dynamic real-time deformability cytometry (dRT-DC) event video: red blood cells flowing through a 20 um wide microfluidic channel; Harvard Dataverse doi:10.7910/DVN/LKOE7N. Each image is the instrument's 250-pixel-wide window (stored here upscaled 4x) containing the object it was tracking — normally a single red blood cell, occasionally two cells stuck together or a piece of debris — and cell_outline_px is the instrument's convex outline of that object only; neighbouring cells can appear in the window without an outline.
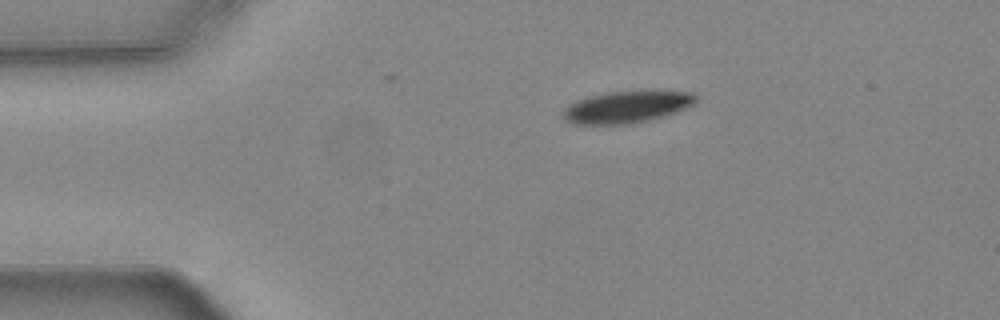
{"species": "common noctule bat (a hibernating species)", "species_latin": "Nyctalus noctula", "temperature_condition": "warm", "stored_images_in_passage": 4, "camera_frame_rate_fps": 3000, "um_per_image_px": 0.085, "animal": {"sex": "female", "body_mass_g": 24.6, "forearm_length_mm": 56.2}, "frame": {"image": 1, "passage_image": 1, "time_ms": 0.0, "image_size_px": [1000, 320], "cell_outline_px": [[696, 100], [692, 104], [684, 108], [660, 116], [628, 124], [572, 124], [564, 120], [564, 108], [568, 104], [588, 96], [604, 92], [692, 92], [696, 96]], "centroid_in_image_um": [53.16, 9.1], "position_along_channel_um": 31.8, "area_um2": 23.87}}